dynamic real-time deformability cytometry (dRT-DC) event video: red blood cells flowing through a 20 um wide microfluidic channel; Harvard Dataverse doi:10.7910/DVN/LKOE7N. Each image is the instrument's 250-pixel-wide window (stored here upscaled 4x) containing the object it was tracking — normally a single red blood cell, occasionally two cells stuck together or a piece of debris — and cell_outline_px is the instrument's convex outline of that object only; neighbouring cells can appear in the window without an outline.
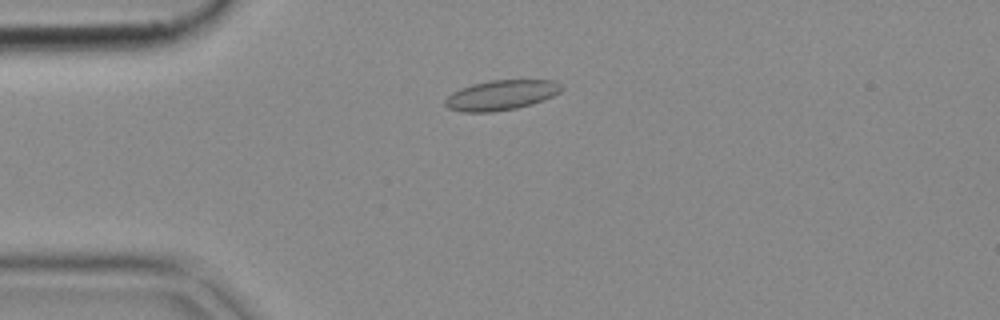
{"species": "common noctule bat (a hibernating species)", "species_latin": "Nyctalus noctula", "temperature_condition": "cold", "stored_images_in_passage": 46, "camera_frame_rate_fps": 3000, "um_per_image_px": 0.085, "animal": {"sex": "female", "body_mass_g": 18.4}, "frame": {"image": 1, "passage_image": 12, "time_ms": 3.667, "image_size_px": [1000, 320], "cell_outline_px": [[564, 88], [560, 92], [544, 100], [532, 104], [516, 108], [492, 112], [464, 112], [448, 108], [444, 104], [444, 100], [452, 92], [460, 88], [472, 84], [488, 80], [556, 80]], "centroid_in_image_um": [42.6, 8.08], "position_along_channel_um": 42.4, "area_um2": 20.46}}
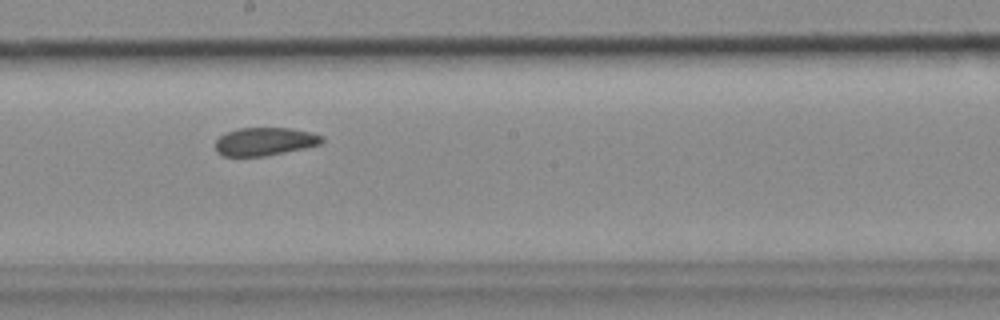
{"frame": {"image": 2, "passage_image": 28, "time_ms": 9.0, "image_size_px": [1000, 320], "cell_outline_px": [[324, 140], [320, 144], [304, 148], [264, 156], [220, 156], [216, 152], [216, 140], [220, 136], [228, 132], [240, 128], [292, 128], [324, 136]], "centroid_in_image_um": [22.49, 12.03], "position_along_channel_um": 225.7, "area_um2": 17.34}}
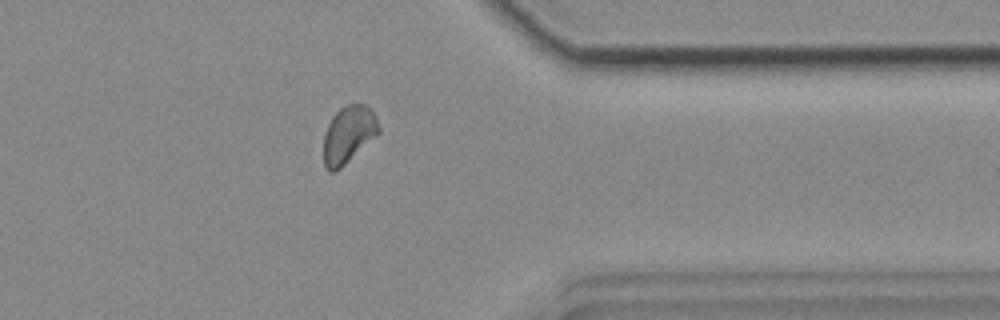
{"frame": {"image": 3, "passage_image": 41, "time_ms": 13.333, "image_size_px": [1000, 320], "cell_outline_px": [[380, 132], [376, 136], [336, 172], [328, 172], [324, 164], [324, 136], [328, 124], [332, 116], [344, 104], [364, 104], [372, 108], [380, 128]], "centroid_in_image_um": [29.62, 11.42], "position_along_channel_um": 381.8, "area_um2": 18.44}}